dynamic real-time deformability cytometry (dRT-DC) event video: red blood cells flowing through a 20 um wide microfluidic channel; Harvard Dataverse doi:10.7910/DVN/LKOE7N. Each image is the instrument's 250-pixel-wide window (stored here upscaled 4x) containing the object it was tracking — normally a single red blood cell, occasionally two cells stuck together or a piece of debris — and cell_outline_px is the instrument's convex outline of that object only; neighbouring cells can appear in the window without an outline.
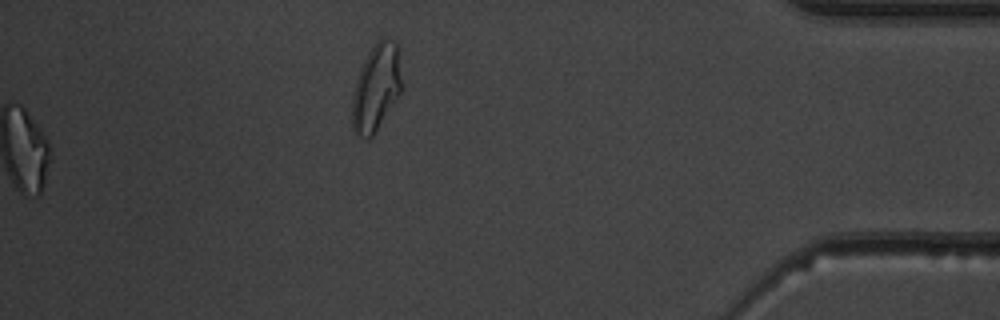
{"species": "common noctule bat (a hibernating species)", "species_latin": "Nyctalus noctula", "temperature_condition": "warm", "stored_images_in_passage": 52, "segment_of_instrument_passage": [2, 2], "camera_frame_rate_fps": 3000, "um_per_image_px": 0.085, "animal": {"sex": "male", "body_mass_g": 19.5, "forearm_length_mm": 54.6}, "frame": {"image": 1, "passage_image": 52, "time_ms": 17.0, "image_size_px": [1000, 320], "cell_outline_px": [[400, 92], [372, 136], [368, 140], [360, 136], [352, 128], [352, 96], [356, 80], [364, 60], [368, 52], [380, 36], [384, 36], [396, 44], [400, 76]], "centroid_in_image_um": [31.93, 7.44], "position_along_channel_um": 403.3, "area_um2": 24.39}}